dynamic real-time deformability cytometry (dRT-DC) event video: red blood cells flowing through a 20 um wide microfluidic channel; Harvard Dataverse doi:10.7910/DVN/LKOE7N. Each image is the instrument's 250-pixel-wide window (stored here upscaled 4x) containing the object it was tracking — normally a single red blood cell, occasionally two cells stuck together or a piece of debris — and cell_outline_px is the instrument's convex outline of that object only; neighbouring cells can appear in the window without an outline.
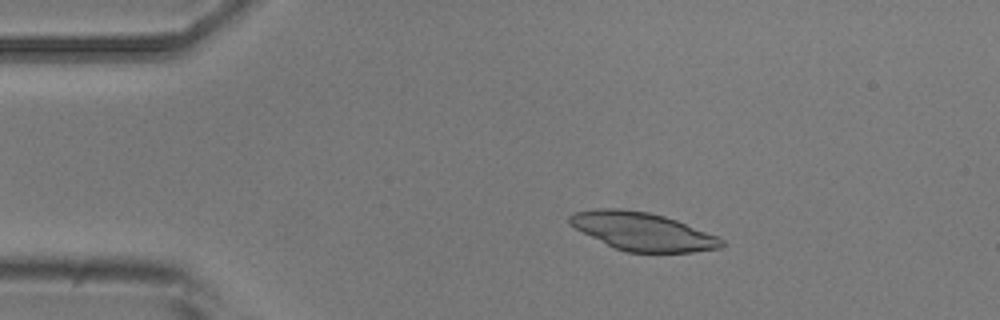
{"species": "common noctule bat (a hibernating species)", "species_latin": "Nyctalus noctula", "temperature_condition": "room temperature", "stored_images_in_passage": 8, "camera_frame_rate_fps": 3000, "um_per_image_px": 0.085, "animal": {"sex": "male", "body_mass_g": 20.5, "forearm_length_mm": 52.5}, "frame": {"image": 1, "passage_image": 2, "time_ms": 1.333, "image_size_px": [1000, 320], "cell_outline_px": [[724, 244], [720, 248], [692, 252], [628, 252], [616, 248], [568, 224], [568, 216], [572, 212], [596, 208], [620, 208], [648, 212], [664, 216], [676, 220], [720, 236], [724, 240]], "centroid_in_image_um": [54.64, 19.65], "position_along_channel_um": 30.4, "area_um2": 33.58}}